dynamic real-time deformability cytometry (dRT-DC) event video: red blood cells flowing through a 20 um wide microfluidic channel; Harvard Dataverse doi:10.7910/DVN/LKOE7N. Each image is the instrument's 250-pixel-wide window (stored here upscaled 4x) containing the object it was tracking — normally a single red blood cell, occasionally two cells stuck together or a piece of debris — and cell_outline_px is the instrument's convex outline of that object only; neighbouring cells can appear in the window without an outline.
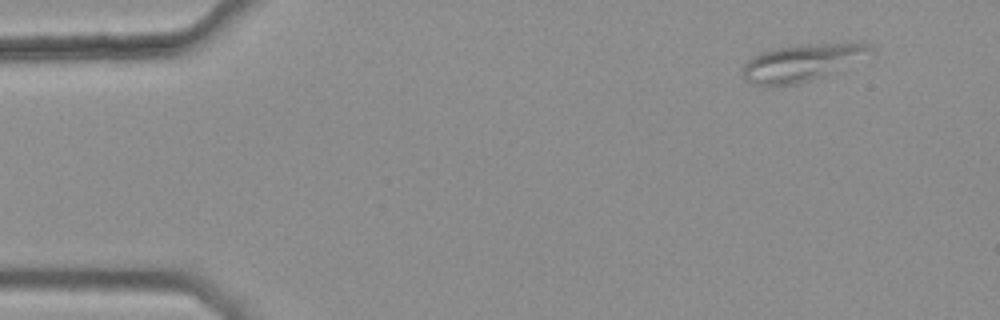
{"species": "common noctule bat (a hibernating species)", "species_latin": "Nyctalus noctula", "temperature_condition": "warm", "stored_images_in_passage": 4, "camera_frame_rate_fps": 3000, "um_per_image_px": 0.085, "animal": {"sex": "female", "body_mass_g": 25.1}, "frame": {"image": 1, "passage_image": 1, "time_ms": 0.0, "image_size_px": [1000, 320], "cell_outline_px": [[872, 48], [824, 76], [796, 84], [764, 88], [752, 84], [744, 80], [744, 64], [752, 56], [760, 52], [772, 48], [844, 40], [860, 40], [872, 44]], "centroid_in_image_um": [68.06, 5.3], "position_along_channel_um": 16.9, "area_um2": 27.69}}